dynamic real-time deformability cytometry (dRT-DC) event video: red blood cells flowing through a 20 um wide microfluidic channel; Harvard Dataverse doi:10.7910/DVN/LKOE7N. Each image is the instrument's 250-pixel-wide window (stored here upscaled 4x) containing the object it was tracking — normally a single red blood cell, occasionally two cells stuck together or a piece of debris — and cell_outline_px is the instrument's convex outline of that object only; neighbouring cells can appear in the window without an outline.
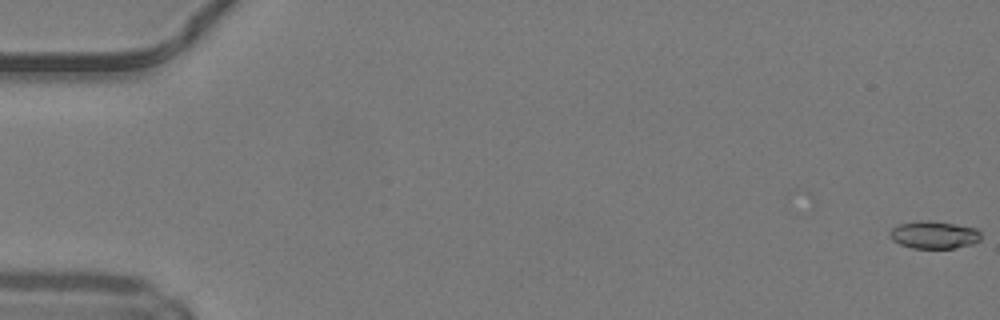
{"species": "common noctule bat (a hibernating species)", "species_latin": "Nyctalus noctula", "temperature_condition": "warm", "stored_images_in_passage": 41, "camera_frame_rate_fps": 3000, "um_per_image_px": 0.085, "animal": {"sex": "male", "body_mass_g": 19.2, "forearm_length_mm": 51.8}, "frame": {"image": 1, "passage_image": 1, "time_ms": 0.0, "image_size_px": [1000, 320], "cell_outline_px": [[980, 240], [972, 244], [952, 248], [912, 248], [900, 244], [892, 240], [892, 228], [900, 224], [916, 220], [932, 220], [956, 224], [976, 228], [980, 232]], "centroid_in_image_um": [79.41, 19.95], "position_along_channel_um": 5.6, "area_um2": 14.57}}
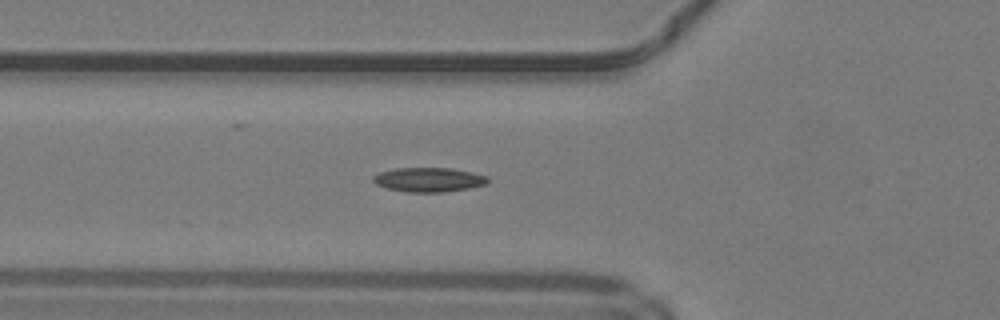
{"frame": {"image": 2, "passage_image": 19, "time_ms": 6.0, "image_size_px": [1000, 320], "cell_outline_px": [[488, 180], [484, 184], [468, 188], [444, 192], [404, 192], [388, 188], [376, 184], [372, 180], [372, 176], [380, 172], [396, 168], [452, 168], [472, 172], [488, 176]], "centroid_in_image_um": [36.42, 15.27], "position_along_channel_um": 89.4, "area_um2": 16.18}}
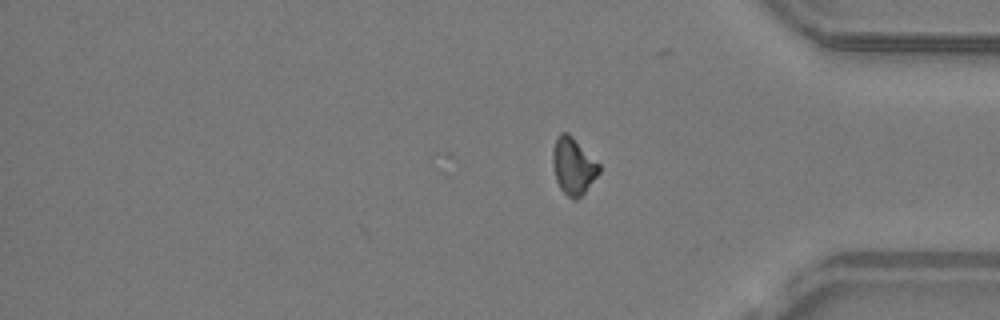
{"frame": {"image": 3, "passage_image": 41, "time_ms": 13.333, "image_size_px": [1000, 320], "cell_outline_px": [[600, 172], [584, 192], [576, 200], [572, 200], [560, 188], [556, 180], [552, 164], [552, 152], [556, 136], [560, 132], [568, 132], [600, 164]], "centroid_in_image_um": [48.71, 14.09], "position_along_channel_um": 386.5, "area_um2": 15.37}}